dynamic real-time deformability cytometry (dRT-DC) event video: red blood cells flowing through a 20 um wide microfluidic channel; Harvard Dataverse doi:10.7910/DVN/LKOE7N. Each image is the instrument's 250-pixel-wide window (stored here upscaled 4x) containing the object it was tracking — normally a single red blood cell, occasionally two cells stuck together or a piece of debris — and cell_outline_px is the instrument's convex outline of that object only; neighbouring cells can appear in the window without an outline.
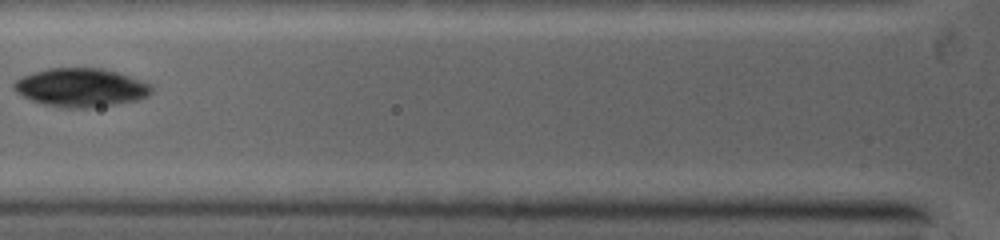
{"species": "common noctule bat (a hibernating species)", "species_latin": "Nyctalus noctula", "temperature_condition": "warm", "stored_images_in_passage": 10, "camera_frame_rate_fps": 5000, "um_per_image_px": 0.085, "animal": {"sex": "female", "body_mass_g": 19.0, "forearm_length_mm": 53.3}, "frame": {"image": 1, "passage_image": 3, "time_ms": 1.8, "image_size_px": [1000, 240], "cell_outline_px": [[152, 92], [148, 96], [136, 100], [112, 104], [84, 108], [80, 108], [52, 104], [36, 100], [24, 96], [12, 84], [16, 80], [24, 76], [48, 68], [100, 68], [116, 72], [148, 84], [152, 88]], "centroid_in_image_um": [6.92, 7.41], "position_along_channel_um": 118.9, "area_um2": 29.48}}
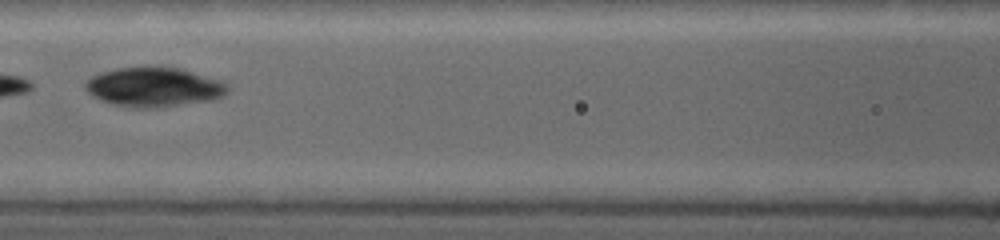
{"frame": {"image": 2, "passage_image": 4, "time_ms": 2.6, "image_size_px": [1000, 240], "cell_outline_px": [[224, 92], [220, 96], [164, 104], [128, 104], [104, 100], [88, 92], [84, 88], [84, 84], [92, 76], [100, 72], [116, 68], [176, 68], [212, 80], [220, 84], [224, 88]], "centroid_in_image_um": [12.86, 7.31], "position_along_channel_um": 153.7, "area_um2": 28.67}}
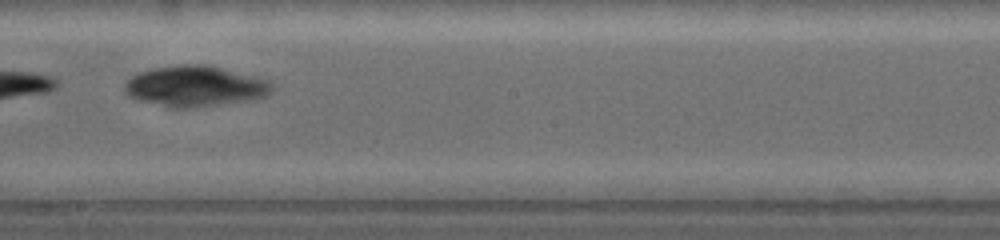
{"frame": {"image": 3, "passage_image": 6, "time_ms": 4.4, "image_size_px": [1000, 240], "cell_outline_px": [[272, 88], [264, 96], [200, 104], [168, 104], [132, 96], [124, 88], [124, 84], [132, 76], [140, 72], [156, 68], [180, 64], [204, 64], [260, 80], [268, 84]], "centroid_in_image_um": [16.47, 7.23], "position_along_channel_um": 231.7, "area_um2": 31.04}}